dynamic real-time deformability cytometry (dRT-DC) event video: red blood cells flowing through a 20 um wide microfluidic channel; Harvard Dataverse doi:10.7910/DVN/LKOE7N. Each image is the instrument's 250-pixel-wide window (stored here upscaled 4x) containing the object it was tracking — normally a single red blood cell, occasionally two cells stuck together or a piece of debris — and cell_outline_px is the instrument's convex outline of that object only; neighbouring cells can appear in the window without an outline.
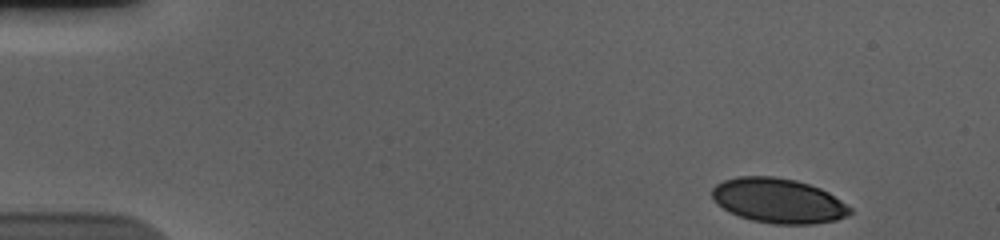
{"species": "human", "species_latin": "Homo sapiens", "temperature_condition": "cold", "stored_images_in_passage": 52, "camera_frame_rate_fps": 3000, "um_per_image_px": 0.085, "donor": {"sex": "male"}, "frame": {"image": 1, "passage_image": 1, "time_ms": 0.0, "image_size_px": [1000, 240], "cell_outline_px": [[852, 212], [848, 216], [836, 220], [812, 224], [772, 224], [752, 220], [740, 216], [716, 204], [712, 196], [712, 188], [716, 184], [724, 180], [736, 176], [772, 176], [796, 180], [820, 188], [828, 192], [852, 208]], "centroid_in_image_um": [66.16, 17.06], "position_along_channel_um": 18.8, "area_um2": 35.95}}
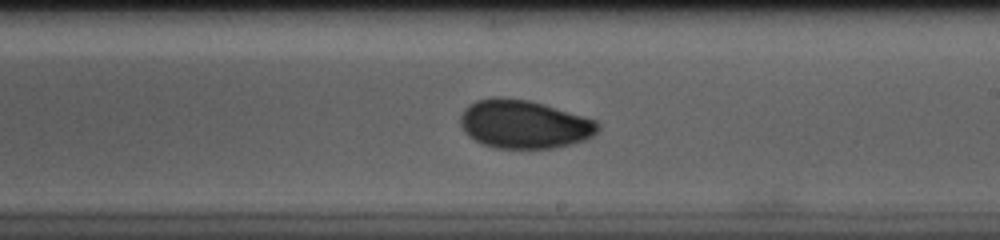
{"frame": {"image": 2, "passage_image": 29, "time_ms": 9.333, "image_size_px": [1000, 240], "cell_outline_px": [[600, 128], [592, 136], [584, 140], [572, 144], [556, 148], [492, 148], [468, 136], [464, 132], [460, 124], [460, 116], [464, 108], [468, 104], [476, 100], [496, 96], [500, 96], [528, 100], [544, 104], [596, 120], [600, 124]], "centroid_in_image_um": [44.53, 10.55], "position_along_channel_um": 244.5, "area_um2": 39.07}}
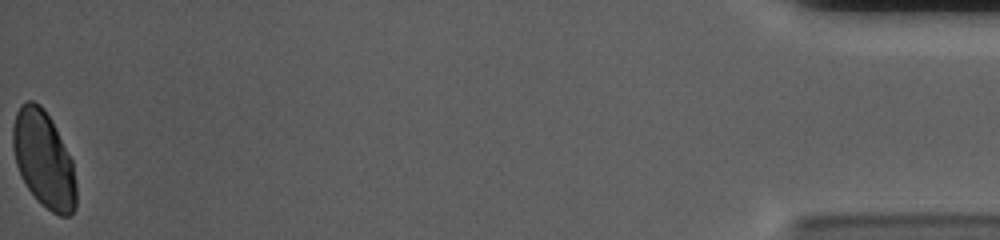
{"frame": {"image": 3, "passage_image": 52, "time_ms": 17.0, "image_size_px": [1000, 240], "cell_outline_px": [[76, 208], [68, 216], [60, 216], [52, 212], [40, 204], [28, 188], [20, 176], [16, 164], [12, 148], [12, 124], [16, 112], [20, 104], [24, 100], [32, 100], [40, 104], [44, 108], [52, 120], [72, 160], [76, 184]], "centroid_in_image_um": [3.69, 13.52], "position_along_channel_um": 431.5, "area_um2": 36.07}, "authors_computed_cell_mechanics": {"area_um2": 37.7434, "velocity_mm_per_s": 3.6649, "shape_relaxation_time_tau1_ms": 5.0325, "shape_relaxation_time_tau2_ms": 1.4235, "deformation_change_tau1": 0.1183, "deformation_change_tau2": 0.0365}}